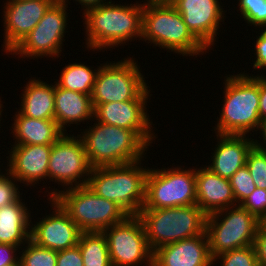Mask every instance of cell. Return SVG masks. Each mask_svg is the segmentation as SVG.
Wrapping results in <instances>:
<instances>
[{"label":"cell","mask_w":266,"mask_h":266,"mask_svg":"<svg viewBox=\"0 0 266 266\" xmlns=\"http://www.w3.org/2000/svg\"><path fill=\"white\" fill-rule=\"evenodd\" d=\"M113 2V3H112ZM143 1L121 5L115 1L88 9L84 19L85 48L92 51L115 49L134 40H141ZM142 3V4H141ZM138 38V39H137ZM100 50V51H99Z\"/></svg>","instance_id":"1"},{"label":"cell","mask_w":266,"mask_h":266,"mask_svg":"<svg viewBox=\"0 0 266 266\" xmlns=\"http://www.w3.org/2000/svg\"><path fill=\"white\" fill-rule=\"evenodd\" d=\"M224 78L223 105L213 127L215 134L253 135L261 123L259 76L240 72Z\"/></svg>","instance_id":"2"},{"label":"cell","mask_w":266,"mask_h":266,"mask_svg":"<svg viewBox=\"0 0 266 266\" xmlns=\"http://www.w3.org/2000/svg\"><path fill=\"white\" fill-rule=\"evenodd\" d=\"M81 131L88 162L92 168L123 165L146 158L149 146L133 131L93 121Z\"/></svg>","instance_id":"3"},{"label":"cell","mask_w":266,"mask_h":266,"mask_svg":"<svg viewBox=\"0 0 266 266\" xmlns=\"http://www.w3.org/2000/svg\"><path fill=\"white\" fill-rule=\"evenodd\" d=\"M141 41L186 57L208 53L171 3L144 4Z\"/></svg>","instance_id":"4"},{"label":"cell","mask_w":266,"mask_h":266,"mask_svg":"<svg viewBox=\"0 0 266 266\" xmlns=\"http://www.w3.org/2000/svg\"><path fill=\"white\" fill-rule=\"evenodd\" d=\"M145 159L114 166L92 168L87 186L98 196L115 202L128 215H138L145 203Z\"/></svg>","instance_id":"5"},{"label":"cell","mask_w":266,"mask_h":266,"mask_svg":"<svg viewBox=\"0 0 266 266\" xmlns=\"http://www.w3.org/2000/svg\"><path fill=\"white\" fill-rule=\"evenodd\" d=\"M48 199H54L74 221L81 232H103L129 216L115 202L98 196L87 185L65 190L47 189Z\"/></svg>","instance_id":"6"},{"label":"cell","mask_w":266,"mask_h":266,"mask_svg":"<svg viewBox=\"0 0 266 266\" xmlns=\"http://www.w3.org/2000/svg\"><path fill=\"white\" fill-rule=\"evenodd\" d=\"M138 216L143 222L149 248L154 252L166 244L202 234L207 215L197 205H189L141 209Z\"/></svg>","instance_id":"7"},{"label":"cell","mask_w":266,"mask_h":266,"mask_svg":"<svg viewBox=\"0 0 266 266\" xmlns=\"http://www.w3.org/2000/svg\"><path fill=\"white\" fill-rule=\"evenodd\" d=\"M260 223L240 204L207 215L205 232L211 258L253 245Z\"/></svg>","instance_id":"8"},{"label":"cell","mask_w":266,"mask_h":266,"mask_svg":"<svg viewBox=\"0 0 266 266\" xmlns=\"http://www.w3.org/2000/svg\"><path fill=\"white\" fill-rule=\"evenodd\" d=\"M149 168L142 209L196 205V168Z\"/></svg>","instance_id":"9"},{"label":"cell","mask_w":266,"mask_h":266,"mask_svg":"<svg viewBox=\"0 0 266 266\" xmlns=\"http://www.w3.org/2000/svg\"><path fill=\"white\" fill-rule=\"evenodd\" d=\"M109 62L102 63L96 75L90 96L94 108L103 103L134 100L149 87L135 58L127 56Z\"/></svg>","instance_id":"10"},{"label":"cell","mask_w":266,"mask_h":266,"mask_svg":"<svg viewBox=\"0 0 266 266\" xmlns=\"http://www.w3.org/2000/svg\"><path fill=\"white\" fill-rule=\"evenodd\" d=\"M67 8L66 2L56 0L33 30L8 55H18L22 60L26 57L36 60L44 57H51L53 60L59 58L66 40L65 33L68 32Z\"/></svg>","instance_id":"11"},{"label":"cell","mask_w":266,"mask_h":266,"mask_svg":"<svg viewBox=\"0 0 266 266\" xmlns=\"http://www.w3.org/2000/svg\"><path fill=\"white\" fill-rule=\"evenodd\" d=\"M112 266H153V252L149 248L146 231L138 215H129L123 221L106 228Z\"/></svg>","instance_id":"12"},{"label":"cell","mask_w":266,"mask_h":266,"mask_svg":"<svg viewBox=\"0 0 266 266\" xmlns=\"http://www.w3.org/2000/svg\"><path fill=\"white\" fill-rule=\"evenodd\" d=\"M92 167L80 137L64 133L54 144L49 156L48 179L63 190L87 185Z\"/></svg>","instance_id":"13"},{"label":"cell","mask_w":266,"mask_h":266,"mask_svg":"<svg viewBox=\"0 0 266 266\" xmlns=\"http://www.w3.org/2000/svg\"><path fill=\"white\" fill-rule=\"evenodd\" d=\"M150 93L151 90L147 87L134 100L99 104L94 108L93 120L133 130L148 146L153 147L150 144L157 137L146 107L149 103L147 100L152 96Z\"/></svg>","instance_id":"14"},{"label":"cell","mask_w":266,"mask_h":266,"mask_svg":"<svg viewBox=\"0 0 266 266\" xmlns=\"http://www.w3.org/2000/svg\"><path fill=\"white\" fill-rule=\"evenodd\" d=\"M56 0H6L2 13L3 51L10 53L28 35Z\"/></svg>","instance_id":"15"},{"label":"cell","mask_w":266,"mask_h":266,"mask_svg":"<svg viewBox=\"0 0 266 266\" xmlns=\"http://www.w3.org/2000/svg\"><path fill=\"white\" fill-rule=\"evenodd\" d=\"M171 4L182 15L192 34L209 51L216 44L220 22L224 23L226 17L227 10H224L221 0H173Z\"/></svg>","instance_id":"16"},{"label":"cell","mask_w":266,"mask_h":266,"mask_svg":"<svg viewBox=\"0 0 266 266\" xmlns=\"http://www.w3.org/2000/svg\"><path fill=\"white\" fill-rule=\"evenodd\" d=\"M47 200L53 211L42 216L37 220L39 222H31L30 239L39 246L55 251L77 246L80 229L54 199Z\"/></svg>","instance_id":"17"},{"label":"cell","mask_w":266,"mask_h":266,"mask_svg":"<svg viewBox=\"0 0 266 266\" xmlns=\"http://www.w3.org/2000/svg\"><path fill=\"white\" fill-rule=\"evenodd\" d=\"M7 170L14 176V178L23 183L22 186H29L40 184L45 181L48 182V164L52 145H11ZM47 179V180H46ZM25 184V185H24Z\"/></svg>","instance_id":"18"},{"label":"cell","mask_w":266,"mask_h":266,"mask_svg":"<svg viewBox=\"0 0 266 266\" xmlns=\"http://www.w3.org/2000/svg\"><path fill=\"white\" fill-rule=\"evenodd\" d=\"M153 266H212L206 232L159 247Z\"/></svg>","instance_id":"19"},{"label":"cell","mask_w":266,"mask_h":266,"mask_svg":"<svg viewBox=\"0 0 266 266\" xmlns=\"http://www.w3.org/2000/svg\"><path fill=\"white\" fill-rule=\"evenodd\" d=\"M217 144L211 152L209 168L222 178L230 179L240 168L246 165L249 151L254 146V139L249 135L215 134Z\"/></svg>","instance_id":"20"},{"label":"cell","mask_w":266,"mask_h":266,"mask_svg":"<svg viewBox=\"0 0 266 266\" xmlns=\"http://www.w3.org/2000/svg\"><path fill=\"white\" fill-rule=\"evenodd\" d=\"M196 205L206 214L237 205L229 179L209 168H196Z\"/></svg>","instance_id":"21"},{"label":"cell","mask_w":266,"mask_h":266,"mask_svg":"<svg viewBox=\"0 0 266 266\" xmlns=\"http://www.w3.org/2000/svg\"><path fill=\"white\" fill-rule=\"evenodd\" d=\"M55 121L67 133L66 127L71 124L80 125L81 122H92L94 107L90 95L70 91L54 84ZM79 123V124H78Z\"/></svg>","instance_id":"22"},{"label":"cell","mask_w":266,"mask_h":266,"mask_svg":"<svg viewBox=\"0 0 266 266\" xmlns=\"http://www.w3.org/2000/svg\"><path fill=\"white\" fill-rule=\"evenodd\" d=\"M13 117L14 123L9 128L13 133L14 144L52 145L65 133L55 119L30 118L18 111Z\"/></svg>","instance_id":"23"},{"label":"cell","mask_w":266,"mask_h":266,"mask_svg":"<svg viewBox=\"0 0 266 266\" xmlns=\"http://www.w3.org/2000/svg\"><path fill=\"white\" fill-rule=\"evenodd\" d=\"M19 197L0 208V243L22 247L31 236V210Z\"/></svg>","instance_id":"24"},{"label":"cell","mask_w":266,"mask_h":266,"mask_svg":"<svg viewBox=\"0 0 266 266\" xmlns=\"http://www.w3.org/2000/svg\"><path fill=\"white\" fill-rule=\"evenodd\" d=\"M29 80L21 90V107L17 111L30 118L55 119L54 84L41 81L36 77H31Z\"/></svg>","instance_id":"25"},{"label":"cell","mask_w":266,"mask_h":266,"mask_svg":"<svg viewBox=\"0 0 266 266\" xmlns=\"http://www.w3.org/2000/svg\"><path fill=\"white\" fill-rule=\"evenodd\" d=\"M86 63H69L65 65L60 72V77L54 83L64 89L81 92L86 95L92 93L93 85L95 83L96 75L100 66L90 67Z\"/></svg>","instance_id":"26"},{"label":"cell","mask_w":266,"mask_h":266,"mask_svg":"<svg viewBox=\"0 0 266 266\" xmlns=\"http://www.w3.org/2000/svg\"><path fill=\"white\" fill-rule=\"evenodd\" d=\"M84 266H112L103 232H81L78 245Z\"/></svg>","instance_id":"27"},{"label":"cell","mask_w":266,"mask_h":266,"mask_svg":"<svg viewBox=\"0 0 266 266\" xmlns=\"http://www.w3.org/2000/svg\"><path fill=\"white\" fill-rule=\"evenodd\" d=\"M25 245L19 253L22 266H56L57 251L39 246L31 239Z\"/></svg>","instance_id":"28"},{"label":"cell","mask_w":266,"mask_h":266,"mask_svg":"<svg viewBox=\"0 0 266 266\" xmlns=\"http://www.w3.org/2000/svg\"><path fill=\"white\" fill-rule=\"evenodd\" d=\"M237 10L240 11V17L244 19L248 26L259 27L260 29H266V0H237Z\"/></svg>","instance_id":"29"},{"label":"cell","mask_w":266,"mask_h":266,"mask_svg":"<svg viewBox=\"0 0 266 266\" xmlns=\"http://www.w3.org/2000/svg\"><path fill=\"white\" fill-rule=\"evenodd\" d=\"M216 261L221 266H258L253 245L219 254L212 258V266H214Z\"/></svg>","instance_id":"30"},{"label":"cell","mask_w":266,"mask_h":266,"mask_svg":"<svg viewBox=\"0 0 266 266\" xmlns=\"http://www.w3.org/2000/svg\"><path fill=\"white\" fill-rule=\"evenodd\" d=\"M246 166L256 187L266 190V152L253 146L247 155Z\"/></svg>","instance_id":"31"},{"label":"cell","mask_w":266,"mask_h":266,"mask_svg":"<svg viewBox=\"0 0 266 266\" xmlns=\"http://www.w3.org/2000/svg\"><path fill=\"white\" fill-rule=\"evenodd\" d=\"M229 180L237 204H240L257 188L246 165L240 168Z\"/></svg>","instance_id":"32"},{"label":"cell","mask_w":266,"mask_h":266,"mask_svg":"<svg viewBox=\"0 0 266 266\" xmlns=\"http://www.w3.org/2000/svg\"><path fill=\"white\" fill-rule=\"evenodd\" d=\"M4 171L5 174L0 172V208L14 203L22 195L18 181L8 170Z\"/></svg>","instance_id":"33"},{"label":"cell","mask_w":266,"mask_h":266,"mask_svg":"<svg viewBox=\"0 0 266 266\" xmlns=\"http://www.w3.org/2000/svg\"><path fill=\"white\" fill-rule=\"evenodd\" d=\"M240 205L262 222L266 218V190L256 188Z\"/></svg>","instance_id":"34"},{"label":"cell","mask_w":266,"mask_h":266,"mask_svg":"<svg viewBox=\"0 0 266 266\" xmlns=\"http://www.w3.org/2000/svg\"><path fill=\"white\" fill-rule=\"evenodd\" d=\"M56 266H84L79 247L57 251Z\"/></svg>","instance_id":"35"},{"label":"cell","mask_w":266,"mask_h":266,"mask_svg":"<svg viewBox=\"0 0 266 266\" xmlns=\"http://www.w3.org/2000/svg\"><path fill=\"white\" fill-rule=\"evenodd\" d=\"M260 32L256 38V43L254 42V50H252L255 51L253 54L256 56L252 68L258 69V71L266 69V29H262Z\"/></svg>","instance_id":"36"},{"label":"cell","mask_w":266,"mask_h":266,"mask_svg":"<svg viewBox=\"0 0 266 266\" xmlns=\"http://www.w3.org/2000/svg\"><path fill=\"white\" fill-rule=\"evenodd\" d=\"M258 266H266V225L261 222L253 243Z\"/></svg>","instance_id":"37"},{"label":"cell","mask_w":266,"mask_h":266,"mask_svg":"<svg viewBox=\"0 0 266 266\" xmlns=\"http://www.w3.org/2000/svg\"><path fill=\"white\" fill-rule=\"evenodd\" d=\"M21 247L0 243V266L10 265L18 262ZM18 253V254H17Z\"/></svg>","instance_id":"38"},{"label":"cell","mask_w":266,"mask_h":266,"mask_svg":"<svg viewBox=\"0 0 266 266\" xmlns=\"http://www.w3.org/2000/svg\"><path fill=\"white\" fill-rule=\"evenodd\" d=\"M259 76V117L262 120L266 119V76L265 73Z\"/></svg>","instance_id":"39"},{"label":"cell","mask_w":266,"mask_h":266,"mask_svg":"<svg viewBox=\"0 0 266 266\" xmlns=\"http://www.w3.org/2000/svg\"><path fill=\"white\" fill-rule=\"evenodd\" d=\"M64 2H66L67 4L69 3L70 5V2L69 0H63ZM71 1V0H70ZM78 2L79 4H81V8L83 10V14L88 10V9H91V8H94V7H98L104 3H108L112 0H75V2ZM74 2V0H73Z\"/></svg>","instance_id":"40"},{"label":"cell","mask_w":266,"mask_h":266,"mask_svg":"<svg viewBox=\"0 0 266 266\" xmlns=\"http://www.w3.org/2000/svg\"><path fill=\"white\" fill-rule=\"evenodd\" d=\"M259 131V138L260 136L262 138H260V140L258 141L257 139H254V146L261 150V151H264L266 152V119L265 120H262L261 123H260V126L258 128ZM263 139V140H262ZM263 143H262V142ZM260 142V143H259Z\"/></svg>","instance_id":"41"},{"label":"cell","mask_w":266,"mask_h":266,"mask_svg":"<svg viewBox=\"0 0 266 266\" xmlns=\"http://www.w3.org/2000/svg\"><path fill=\"white\" fill-rule=\"evenodd\" d=\"M173 0H144V4L150 3H171Z\"/></svg>","instance_id":"42"},{"label":"cell","mask_w":266,"mask_h":266,"mask_svg":"<svg viewBox=\"0 0 266 266\" xmlns=\"http://www.w3.org/2000/svg\"><path fill=\"white\" fill-rule=\"evenodd\" d=\"M2 108H4V107H3V103H2V101H1V97H0V121L3 120V119H1V117H2V112L4 111ZM0 123H1V122H0ZM0 126H1V124H0Z\"/></svg>","instance_id":"43"},{"label":"cell","mask_w":266,"mask_h":266,"mask_svg":"<svg viewBox=\"0 0 266 266\" xmlns=\"http://www.w3.org/2000/svg\"><path fill=\"white\" fill-rule=\"evenodd\" d=\"M5 266H22L20 260L18 262H15L13 264H10V265H5Z\"/></svg>","instance_id":"44"},{"label":"cell","mask_w":266,"mask_h":266,"mask_svg":"<svg viewBox=\"0 0 266 266\" xmlns=\"http://www.w3.org/2000/svg\"><path fill=\"white\" fill-rule=\"evenodd\" d=\"M262 222L266 225V218Z\"/></svg>","instance_id":"45"}]
</instances>
